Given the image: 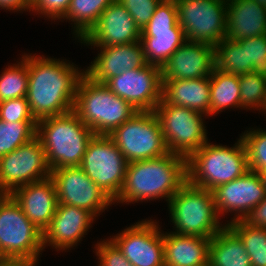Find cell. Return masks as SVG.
<instances>
[{"mask_svg": "<svg viewBox=\"0 0 266 266\" xmlns=\"http://www.w3.org/2000/svg\"><path fill=\"white\" fill-rule=\"evenodd\" d=\"M211 238L163 232L165 266H208Z\"/></svg>", "mask_w": 266, "mask_h": 266, "instance_id": "cell-23", "label": "cell"}, {"mask_svg": "<svg viewBox=\"0 0 266 266\" xmlns=\"http://www.w3.org/2000/svg\"><path fill=\"white\" fill-rule=\"evenodd\" d=\"M97 48L100 53L84 69L85 74L95 82L105 84L110 78L127 70L147 65L141 41Z\"/></svg>", "mask_w": 266, "mask_h": 266, "instance_id": "cell-20", "label": "cell"}, {"mask_svg": "<svg viewBox=\"0 0 266 266\" xmlns=\"http://www.w3.org/2000/svg\"><path fill=\"white\" fill-rule=\"evenodd\" d=\"M182 29L175 0H162L142 30Z\"/></svg>", "mask_w": 266, "mask_h": 266, "instance_id": "cell-36", "label": "cell"}, {"mask_svg": "<svg viewBox=\"0 0 266 266\" xmlns=\"http://www.w3.org/2000/svg\"><path fill=\"white\" fill-rule=\"evenodd\" d=\"M0 120L4 122L37 121L32 115L26 97L0 102Z\"/></svg>", "mask_w": 266, "mask_h": 266, "instance_id": "cell-37", "label": "cell"}, {"mask_svg": "<svg viewBox=\"0 0 266 266\" xmlns=\"http://www.w3.org/2000/svg\"><path fill=\"white\" fill-rule=\"evenodd\" d=\"M239 87L241 108L256 109L263 113L266 106V77L253 72L240 75Z\"/></svg>", "mask_w": 266, "mask_h": 266, "instance_id": "cell-33", "label": "cell"}, {"mask_svg": "<svg viewBox=\"0 0 266 266\" xmlns=\"http://www.w3.org/2000/svg\"><path fill=\"white\" fill-rule=\"evenodd\" d=\"M95 216L88 210L58 204L50 225L43 231V248L65 251L77 246L92 227Z\"/></svg>", "mask_w": 266, "mask_h": 266, "instance_id": "cell-18", "label": "cell"}, {"mask_svg": "<svg viewBox=\"0 0 266 266\" xmlns=\"http://www.w3.org/2000/svg\"><path fill=\"white\" fill-rule=\"evenodd\" d=\"M10 195L42 232L50 225L58 206L56 187L51 177L17 187Z\"/></svg>", "mask_w": 266, "mask_h": 266, "instance_id": "cell-21", "label": "cell"}, {"mask_svg": "<svg viewBox=\"0 0 266 266\" xmlns=\"http://www.w3.org/2000/svg\"><path fill=\"white\" fill-rule=\"evenodd\" d=\"M32 0H0V7L3 10L14 11V12H30Z\"/></svg>", "mask_w": 266, "mask_h": 266, "instance_id": "cell-42", "label": "cell"}, {"mask_svg": "<svg viewBox=\"0 0 266 266\" xmlns=\"http://www.w3.org/2000/svg\"><path fill=\"white\" fill-rule=\"evenodd\" d=\"M248 171L247 153L241 138L233 147L207 141L187 158V181L213 191Z\"/></svg>", "mask_w": 266, "mask_h": 266, "instance_id": "cell-5", "label": "cell"}, {"mask_svg": "<svg viewBox=\"0 0 266 266\" xmlns=\"http://www.w3.org/2000/svg\"><path fill=\"white\" fill-rule=\"evenodd\" d=\"M178 24L189 41L215 46L226 37L227 0H175Z\"/></svg>", "mask_w": 266, "mask_h": 266, "instance_id": "cell-11", "label": "cell"}, {"mask_svg": "<svg viewBox=\"0 0 266 266\" xmlns=\"http://www.w3.org/2000/svg\"><path fill=\"white\" fill-rule=\"evenodd\" d=\"M108 136L127 163L154 159L169 153L155 111H138Z\"/></svg>", "mask_w": 266, "mask_h": 266, "instance_id": "cell-8", "label": "cell"}, {"mask_svg": "<svg viewBox=\"0 0 266 266\" xmlns=\"http://www.w3.org/2000/svg\"><path fill=\"white\" fill-rule=\"evenodd\" d=\"M38 121L4 122L0 120V157L36 137Z\"/></svg>", "mask_w": 266, "mask_h": 266, "instance_id": "cell-32", "label": "cell"}, {"mask_svg": "<svg viewBox=\"0 0 266 266\" xmlns=\"http://www.w3.org/2000/svg\"><path fill=\"white\" fill-rule=\"evenodd\" d=\"M73 111L95 135H109L138 111L105 84L84 74L79 80Z\"/></svg>", "mask_w": 266, "mask_h": 266, "instance_id": "cell-4", "label": "cell"}, {"mask_svg": "<svg viewBox=\"0 0 266 266\" xmlns=\"http://www.w3.org/2000/svg\"><path fill=\"white\" fill-rule=\"evenodd\" d=\"M105 85L137 111H154L162 100V68L147 64L112 77Z\"/></svg>", "mask_w": 266, "mask_h": 266, "instance_id": "cell-15", "label": "cell"}, {"mask_svg": "<svg viewBox=\"0 0 266 266\" xmlns=\"http://www.w3.org/2000/svg\"><path fill=\"white\" fill-rule=\"evenodd\" d=\"M28 58L27 101L40 119L73 111L76 89L85 70L67 60L24 54Z\"/></svg>", "mask_w": 266, "mask_h": 266, "instance_id": "cell-1", "label": "cell"}, {"mask_svg": "<svg viewBox=\"0 0 266 266\" xmlns=\"http://www.w3.org/2000/svg\"><path fill=\"white\" fill-rule=\"evenodd\" d=\"M141 30L131 14L117 0L99 16L96 24L80 40L86 46L107 47L140 41Z\"/></svg>", "mask_w": 266, "mask_h": 266, "instance_id": "cell-17", "label": "cell"}, {"mask_svg": "<svg viewBox=\"0 0 266 266\" xmlns=\"http://www.w3.org/2000/svg\"><path fill=\"white\" fill-rule=\"evenodd\" d=\"M71 0H32L30 11L39 15H43L45 18L52 20H61L69 6Z\"/></svg>", "mask_w": 266, "mask_h": 266, "instance_id": "cell-40", "label": "cell"}, {"mask_svg": "<svg viewBox=\"0 0 266 266\" xmlns=\"http://www.w3.org/2000/svg\"><path fill=\"white\" fill-rule=\"evenodd\" d=\"M21 59L16 64L8 65L0 74V102L27 95L28 58L23 54Z\"/></svg>", "mask_w": 266, "mask_h": 266, "instance_id": "cell-31", "label": "cell"}, {"mask_svg": "<svg viewBox=\"0 0 266 266\" xmlns=\"http://www.w3.org/2000/svg\"><path fill=\"white\" fill-rule=\"evenodd\" d=\"M168 208L178 234L211 238L226 226L220 223L213 192L188 181L169 200Z\"/></svg>", "mask_w": 266, "mask_h": 266, "instance_id": "cell-6", "label": "cell"}, {"mask_svg": "<svg viewBox=\"0 0 266 266\" xmlns=\"http://www.w3.org/2000/svg\"><path fill=\"white\" fill-rule=\"evenodd\" d=\"M239 76L214 70L210 75L209 116L219 114L222 110L241 108Z\"/></svg>", "mask_w": 266, "mask_h": 266, "instance_id": "cell-27", "label": "cell"}, {"mask_svg": "<svg viewBox=\"0 0 266 266\" xmlns=\"http://www.w3.org/2000/svg\"><path fill=\"white\" fill-rule=\"evenodd\" d=\"M242 221L249 226L266 228V197Z\"/></svg>", "mask_w": 266, "mask_h": 266, "instance_id": "cell-41", "label": "cell"}, {"mask_svg": "<svg viewBox=\"0 0 266 266\" xmlns=\"http://www.w3.org/2000/svg\"><path fill=\"white\" fill-rule=\"evenodd\" d=\"M163 138L170 153L188 158L207 141L204 114L193 109L170 105L163 98L155 108Z\"/></svg>", "mask_w": 266, "mask_h": 266, "instance_id": "cell-9", "label": "cell"}, {"mask_svg": "<svg viewBox=\"0 0 266 266\" xmlns=\"http://www.w3.org/2000/svg\"><path fill=\"white\" fill-rule=\"evenodd\" d=\"M215 69L233 75L247 73L246 47L238 41L224 38L214 46Z\"/></svg>", "mask_w": 266, "mask_h": 266, "instance_id": "cell-29", "label": "cell"}, {"mask_svg": "<svg viewBox=\"0 0 266 266\" xmlns=\"http://www.w3.org/2000/svg\"><path fill=\"white\" fill-rule=\"evenodd\" d=\"M208 266H252L242 240L228 225L211 237Z\"/></svg>", "mask_w": 266, "mask_h": 266, "instance_id": "cell-26", "label": "cell"}, {"mask_svg": "<svg viewBox=\"0 0 266 266\" xmlns=\"http://www.w3.org/2000/svg\"><path fill=\"white\" fill-rule=\"evenodd\" d=\"M228 226L242 240L252 266H266V228L253 227L242 220L230 222Z\"/></svg>", "mask_w": 266, "mask_h": 266, "instance_id": "cell-30", "label": "cell"}, {"mask_svg": "<svg viewBox=\"0 0 266 266\" xmlns=\"http://www.w3.org/2000/svg\"><path fill=\"white\" fill-rule=\"evenodd\" d=\"M94 132L74 112L38 120L36 137L40 140L51 171L80 166Z\"/></svg>", "mask_w": 266, "mask_h": 266, "instance_id": "cell-3", "label": "cell"}, {"mask_svg": "<svg viewBox=\"0 0 266 266\" xmlns=\"http://www.w3.org/2000/svg\"><path fill=\"white\" fill-rule=\"evenodd\" d=\"M162 98L170 105L184 106L209 116L210 76L162 81Z\"/></svg>", "mask_w": 266, "mask_h": 266, "instance_id": "cell-24", "label": "cell"}, {"mask_svg": "<svg viewBox=\"0 0 266 266\" xmlns=\"http://www.w3.org/2000/svg\"><path fill=\"white\" fill-rule=\"evenodd\" d=\"M131 14L138 28L142 31L148 24L154 11L162 0H117Z\"/></svg>", "mask_w": 266, "mask_h": 266, "instance_id": "cell-38", "label": "cell"}, {"mask_svg": "<svg viewBox=\"0 0 266 266\" xmlns=\"http://www.w3.org/2000/svg\"><path fill=\"white\" fill-rule=\"evenodd\" d=\"M246 47L247 73L266 77V34L238 41Z\"/></svg>", "mask_w": 266, "mask_h": 266, "instance_id": "cell-35", "label": "cell"}, {"mask_svg": "<svg viewBox=\"0 0 266 266\" xmlns=\"http://www.w3.org/2000/svg\"><path fill=\"white\" fill-rule=\"evenodd\" d=\"M226 37L239 41L266 34V8L254 0H227Z\"/></svg>", "mask_w": 266, "mask_h": 266, "instance_id": "cell-22", "label": "cell"}, {"mask_svg": "<svg viewBox=\"0 0 266 266\" xmlns=\"http://www.w3.org/2000/svg\"><path fill=\"white\" fill-rule=\"evenodd\" d=\"M260 174L262 176V179H263V182H264V185H265V188H266V170L261 172Z\"/></svg>", "mask_w": 266, "mask_h": 266, "instance_id": "cell-45", "label": "cell"}, {"mask_svg": "<svg viewBox=\"0 0 266 266\" xmlns=\"http://www.w3.org/2000/svg\"><path fill=\"white\" fill-rule=\"evenodd\" d=\"M94 248L98 266H133L109 238L97 242Z\"/></svg>", "mask_w": 266, "mask_h": 266, "instance_id": "cell-39", "label": "cell"}, {"mask_svg": "<svg viewBox=\"0 0 266 266\" xmlns=\"http://www.w3.org/2000/svg\"><path fill=\"white\" fill-rule=\"evenodd\" d=\"M115 0H71L70 6L62 20L74 24L73 34L79 41L96 24L102 12Z\"/></svg>", "mask_w": 266, "mask_h": 266, "instance_id": "cell-28", "label": "cell"}, {"mask_svg": "<svg viewBox=\"0 0 266 266\" xmlns=\"http://www.w3.org/2000/svg\"><path fill=\"white\" fill-rule=\"evenodd\" d=\"M0 266H37V262H30V261H0Z\"/></svg>", "mask_w": 266, "mask_h": 266, "instance_id": "cell-43", "label": "cell"}, {"mask_svg": "<svg viewBox=\"0 0 266 266\" xmlns=\"http://www.w3.org/2000/svg\"><path fill=\"white\" fill-rule=\"evenodd\" d=\"M134 224L110 236V240L133 266H165L163 233L158 222L143 219Z\"/></svg>", "mask_w": 266, "mask_h": 266, "instance_id": "cell-14", "label": "cell"}, {"mask_svg": "<svg viewBox=\"0 0 266 266\" xmlns=\"http://www.w3.org/2000/svg\"><path fill=\"white\" fill-rule=\"evenodd\" d=\"M212 192L220 217L228 212L235 213L226 225L243 220L249 211L266 197L261 174L249 170L243 176L216 187Z\"/></svg>", "mask_w": 266, "mask_h": 266, "instance_id": "cell-16", "label": "cell"}, {"mask_svg": "<svg viewBox=\"0 0 266 266\" xmlns=\"http://www.w3.org/2000/svg\"><path fill=\"white\" fill-rule=\"evenodd\" d=\"M214 68V46L186 40L162 67V81L207 77Z\"/></svg>", "mask_w": 266, "mask_h": 266, "instance_id": "cell-19", "label": "cell"}, {"mask_svg": "<svg viewBox=\"0 0 266 266\" xmlns=\"http://www.w3.org/2000/svg\"><path fill=\"white\" fill-rule=\"evenodd\" d=\"M127 161L107 135H94L80 167L113 201L119 195L126 175Z\"/></svg>", "mask_w": 266, "mask_h": 266, "instance_id": "cell-10", "label": "cell"}, {"mask_svg": "<svg viewBox=\"0 0 266 266\" xmlns=\"http://www.w3.org/2000/svg\"><path fill=\"white\" fill-rule=\"evenodd\" d=\"M46 154L35 137L0 157V191L11 194L17 187L50 177Z\"/></svg>", "mask_w": 266, "mask_h": 266, "instance_id": "cell-12", "label": "cell"}, {"mask_svg": "<svg viewBox=\"0 0 266 266\" xmlns=\"http://www.w3.org/2000/svg\"><path fill=\"white\" fill-rule=\"evenodd\" d=\"M50 177L56 187L58 204L82 208L98 217L113 203L80 166L54 169Z\"/></svg>", "mask_w": 266, "mask_h": 266, "instance_id": "cell-13", "label": "cell"}, {"mask_svg": "<svg viewBox=\"0 0 266 266\" xmlns=\"http://www.w3.org/2000/svg\"><path fill=\"white\" fill-rule=\"evenodd\" d=\"M42 251L43 232L9 195L0 204V261L38 262Z\"/></svg>", "mask_w": 266, "mask_h": 266, "instance_id": "cell-7", "label": "cell"}, {"mask_svg": "<svg viewBox=\"0 0 266 266\" xmlns=\"http://www.w3.org/2000/svg\"><path fill=\"white\" fill-rule=\"evenodd\" d=\"M240 136L247 153L248 170L261 173L266 170V131L247 130Z\"/></svg>", "mask_w": 266, "mask_h": 266, "instance_id": "cell-34", "label": "cell"}, {"mask_svg": "<svg viewBox=\"0 0 266 266\" xmlns=\"http://www.w3.org/2000/svg\"><path fill=\"white\" fill-rule=\"evenodd\" d=\"M186 40L183 29L142 30L140 37L147 64L160 68Z\"/></svg>", "mask_w": 266, "mask_h": 266, "instance_id": "cell-25", "label": "cell"}, {"mask_svg": "<svg viewBox=\"0 0 266 266\" xmlns=\"http://www.w3.org/2000/svg\"><path fill=\"white\" fill-rule=\"evenodd\" d=\"M187 182V158L174 153L127 164L122 189L113 201L134 203L165 198L167 204Z\"/></svg>", "mask_w": 266, "mask_h": 266, "instance_id": "cell-2", "label": "cell"}, {"mask_svg": "<svg viewBox=\"0 0 266 266\" xmlns=\"http://www.w3.org/2000/svg\"><path fill=\"white\" fill-rule=\"evenodd\" d=\"M10 194L0 191V204L9 196Z\"/></svg>", "mask_w": 266, "mask_h": 266, "instance_id": "cell-44", "label": "cell"}]
</instances>
